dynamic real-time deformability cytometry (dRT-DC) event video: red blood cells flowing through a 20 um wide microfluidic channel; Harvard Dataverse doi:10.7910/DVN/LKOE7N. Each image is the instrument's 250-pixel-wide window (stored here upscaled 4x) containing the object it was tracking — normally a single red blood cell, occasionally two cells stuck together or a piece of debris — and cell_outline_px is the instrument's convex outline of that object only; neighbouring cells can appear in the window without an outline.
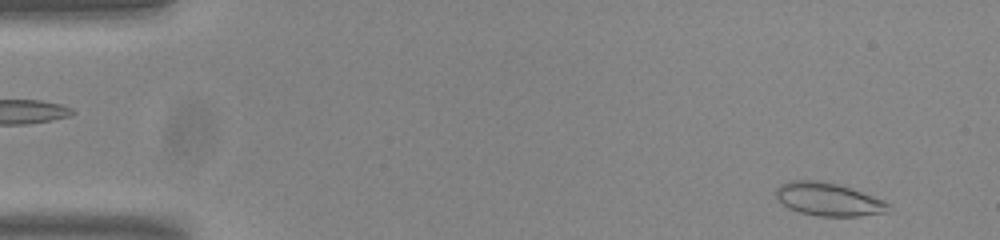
{"species": "common noctule bat (a hibernating species)", "species_latin": "Nyctalus noctula", "temperature_condition": "room temperature", "stored_images_in_passage": 53, "camera_frame_rate_fps": 3000, "um_per_image_px": 0.085, "animal": {"sex": "male", "body_mass_g": 20.0, "forearm_length_mm": 53.3}, "frame": {"image": 1, "passage_image": 3, "time_ms": 0.667, "image_size_px": [1000, 240], "cell_outline_px": [[892, 204], [888, 212], [860, 216], [816, 216], [800, 212], [788, 208], [776, 196], [776, 188], [780, 184], [788, 180], [820, 180], [836, 184], [884, 200]], "centroid_in_image_um": [70.41, 16.94], "position_along_channel_um": 14.6, "area_um2": 21.62}}
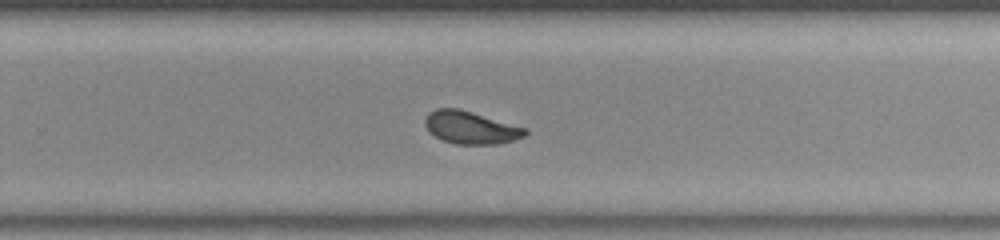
{"frame": {"image": 2, "passage_image": 34, "time_ms": 11.0, "image_size_px": [1000, 240], "cell_outline_px": [[528, 132], [524, 136], [512, 140], [496, 144], [456, 144], [444, 140], [428, 132], [424, 124], [424, 120], [428, 112], [436, 108], [460, 108], [528, 128]], "centroid_in_image_um": [40.0, 10.82], "position_along_channel_um": 289.8, "area_um2": 19.19}}
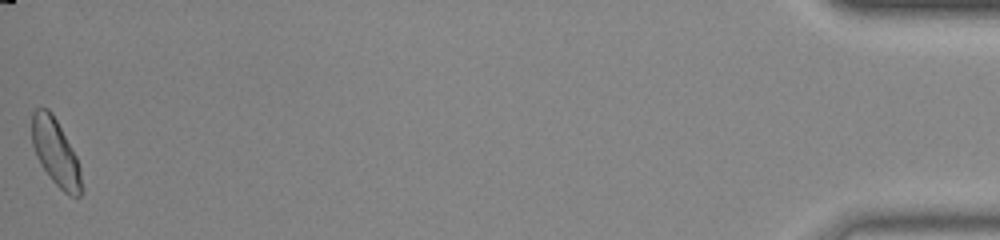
{"frame": {"image": 3, "passage_image": 53, "time_ms": 17.333, "image_size_px": [1000, 240], "cell_outline_px": [[84, 192], [80, 196], [68, 196], [52, 180], [40, 164], [36, 156], [32, 144], [32, 112], [36, 108], [48, 108], [52, 112], [76, 156], [80, 168], [84, 188]], "centroid_in_image_um": [4.75, 12.99], "position_along_channel_um": 430.5, "area_um2": 19.42}, "authors_computed_cell_mechanics": {"area_um2": 19.363, "velocity_mm_per_s": 3.7733, "shape_relaxation_time_tau1_ms": 6.0726, "shape_relaxation_time_tau2_ms": null, "deformation_change_tau1": 0.1355, "deformation_change_tau2": null}}